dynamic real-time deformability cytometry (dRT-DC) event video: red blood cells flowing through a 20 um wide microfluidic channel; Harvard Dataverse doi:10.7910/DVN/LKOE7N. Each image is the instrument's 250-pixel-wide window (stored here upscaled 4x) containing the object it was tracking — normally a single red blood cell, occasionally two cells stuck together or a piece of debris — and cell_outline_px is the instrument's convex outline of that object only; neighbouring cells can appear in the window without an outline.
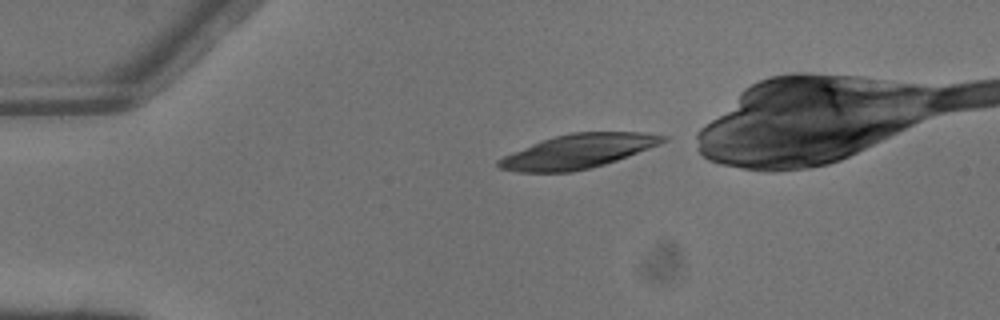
{"species": "common noctule bat (a hibernating species)", "species_latin": "Nyctalus noctula", "temperature_condition": "warm", "stored_images_in_passage": 3, "camera_frame_rate_fps": 3000, "um_per_image_px": 0.085, "animal": {"sex": "male", "body_mass_g": 13.3}, "frame": {"image": 1, "passage_image": 1, "time_ms": 0.0, "image_size_px": [1000, 320], "cell_outline_px": [[672, 136], [668, 140], [660, 144], [628, 156], [604, 164], [572, 172], [520, 172], [500, 168], [496, 164], [496, 160], [512, 152], [532, 144], [556, 136], [572, 132], [644, 132]], "centroid_in_image_um": [49.18, 12.85], "position_along_channel_um": 35.8, "area_um2": 32.48}}